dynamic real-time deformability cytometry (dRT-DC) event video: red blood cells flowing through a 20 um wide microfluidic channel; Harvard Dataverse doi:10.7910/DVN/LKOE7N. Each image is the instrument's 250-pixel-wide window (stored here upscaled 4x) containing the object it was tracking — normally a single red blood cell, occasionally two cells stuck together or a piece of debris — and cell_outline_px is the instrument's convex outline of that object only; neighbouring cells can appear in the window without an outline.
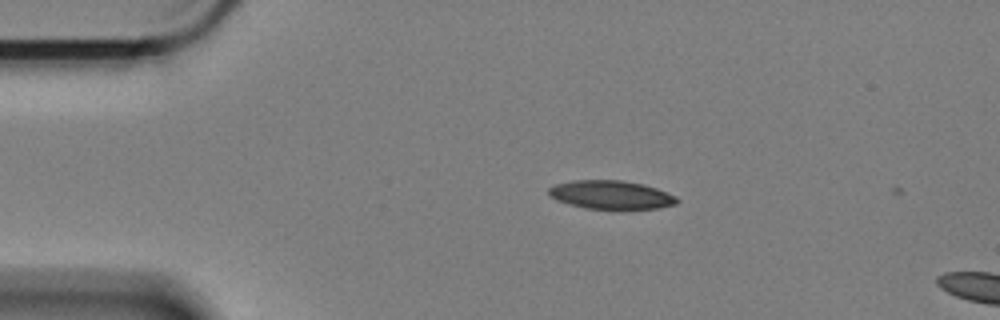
{"species": "Egyptian fruit bat (a non-hibernating species)", "species_latin": "Rousettus aegyptiacus", "temperature_condition": "cold", "stored_images_in_passage": 5, "camera_frame_rate_fps": 3000, "um_per_image_px": 0.085, "animal": {"sex": "female"}, "frame": {"image": 1, "passage_image": 4, "time_ms": 1.0, "image_size_px": [1000, 320], "cell_outline_px": [[680, 200], [676, 204], [656, 208], [584, 208], [556, 200], [548, 192], [548, 188], [556, 184], [572, 180], [624, 180], [644, 184], [668, 192], [676, 196]], "centroid_in_image_um": [51.95, 16.54], "position_along_channel_um": 33.0, "area_um2": 21.15}}